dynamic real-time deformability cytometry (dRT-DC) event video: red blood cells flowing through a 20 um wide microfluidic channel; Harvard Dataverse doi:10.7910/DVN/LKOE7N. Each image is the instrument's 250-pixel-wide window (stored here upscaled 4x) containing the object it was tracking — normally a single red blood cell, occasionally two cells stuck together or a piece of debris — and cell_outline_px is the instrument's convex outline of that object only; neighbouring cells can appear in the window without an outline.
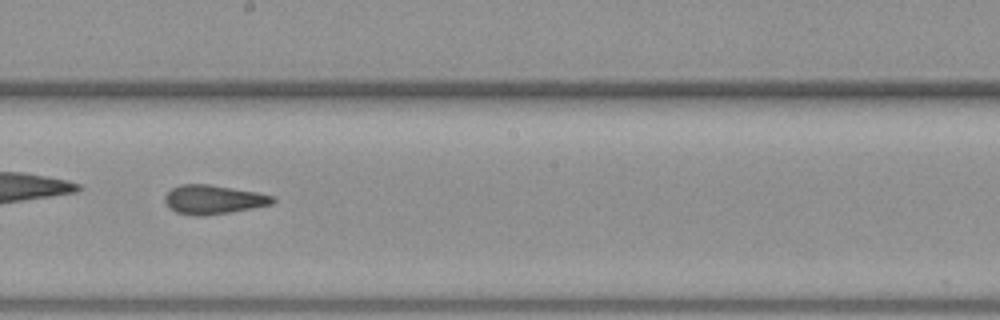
{"species": "common noctule bat (a hibernating species)", "species_latin": "Nyctalus noctula", "temperature_condition": "warm", "stored_images_in_passage": 33, "camera_frame_rate_fps": 3000, "um_per_image_px": 0.085, "animal": {"sex": "female", "body_mass_g": 19.3, "forearm_length_mm": 54.1}, "frame": {"image": 1, "passage_image": 14, "time_ms": 4.333, "image_size_px": [1000, 320], "cell_outline_px": [[276, 200], [272, 204], [252, 208], [204, 216], [192, 216], [176, 212], [168, 208], [164, 200], [164, 196], [172, 188], [180, 184], [208, 184], [256, 192], [272, 196]], "centroid_in_image_um": [18.08, 16.97], "position_along_channel_um": 230.1, "area_um2": 18.21}}